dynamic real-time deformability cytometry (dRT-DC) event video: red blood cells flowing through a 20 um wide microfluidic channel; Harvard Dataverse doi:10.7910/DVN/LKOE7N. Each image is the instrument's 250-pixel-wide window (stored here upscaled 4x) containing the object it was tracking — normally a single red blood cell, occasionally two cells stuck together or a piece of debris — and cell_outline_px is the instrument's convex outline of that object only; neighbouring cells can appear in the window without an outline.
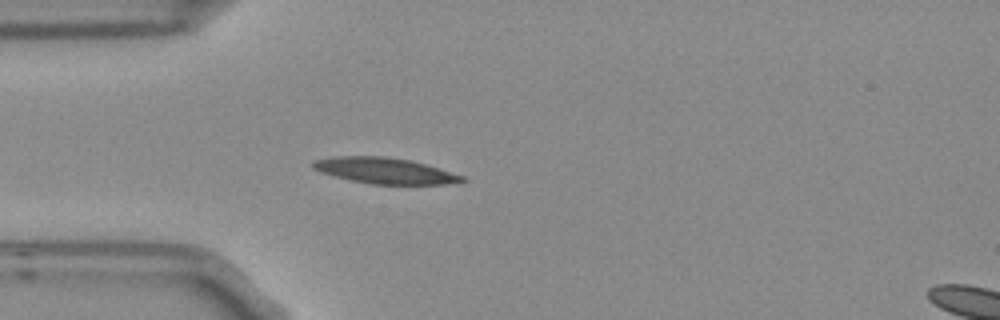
{"species": "Egyptian fruit bat (a non-hibernating species)", "species_latin": "Rousettus aegyptiacus", "temperature_condition": "room temperature", "stored_images_in_passage": 3, "camera_frame_rate_fps": 3000, "um_per_image_px": 0.085, "frame": {"image": 1, "passage_image": 3, "time_ms": 0.667, "image_size_px": [1000, 320], "cell_outline_px": [[468, 180], [444, 184], [372, 184], [352, 180], [320, 172], [312, 168], [312, 160], [336, 156], [384, 156], [408, 160], [424, 164], [464, 176]], "centroid_in_image_um": [32.67, 14.5], "position_along_channel_um": 52.3, "area_um2": 22.2}}